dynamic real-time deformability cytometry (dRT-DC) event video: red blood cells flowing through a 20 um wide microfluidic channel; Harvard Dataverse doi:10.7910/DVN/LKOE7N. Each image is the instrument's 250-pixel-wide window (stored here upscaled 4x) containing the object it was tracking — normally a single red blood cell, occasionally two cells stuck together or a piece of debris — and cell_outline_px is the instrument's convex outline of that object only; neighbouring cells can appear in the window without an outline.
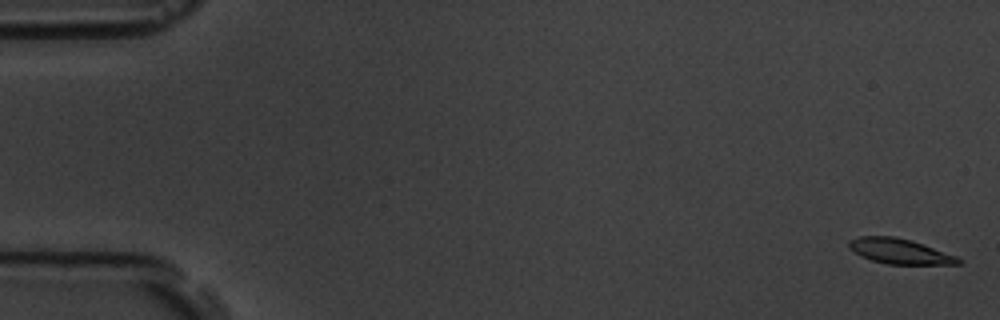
{"species": "common noctule bat (a hibernating species)", "species_latin": "Nyctalus noctula", "temperature_condition": "room temperature", "stored_images_in_passage": 9, "camera_frame_rate_fps": 3000, "um_per_image_px": 0.085, "animal": {"sex": "male", "body_mass_g": 19.5, "forearm_length_mm": 54.6}, "frame": {"image": 1, "passage_image": 1, "time_ms": 0.0, "image_size_px": [1000, 320], "cell_outline_px": [[964, 260], [960, 264], [888, 264], [872, 260], [860, 256], [848, 248], [848, 240], [860, 236], [896, 236], [912, 240], [924, 244], [956, 256]], "centroid_in_image_um": [76.46, 21.35], "position_along_channel_um": 8.5, "area_um2": 16.18}}
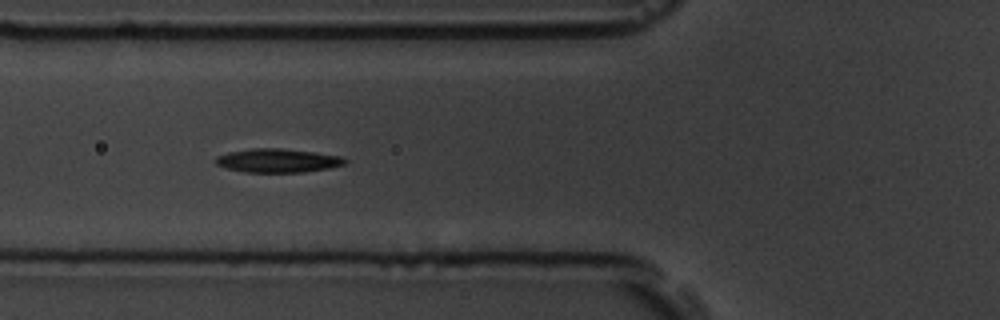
{"frame": {"image": 2, "passage_image": 6, "time_ms": 6.667, "image_size_px": [1000, 320], "cell_outline_px": [[348, 160], [344, 164], [328, 168], [304, 172], [244, 172], [228, 168], [216, 164], [216, 156], [228, 152], [252, 148], [280, 148], [316, 152], [340, 156]], "centroid_in_image_um": [23.61, 13.64], "position_along_channel_um": 102.2, "area_um2": 17.8}}
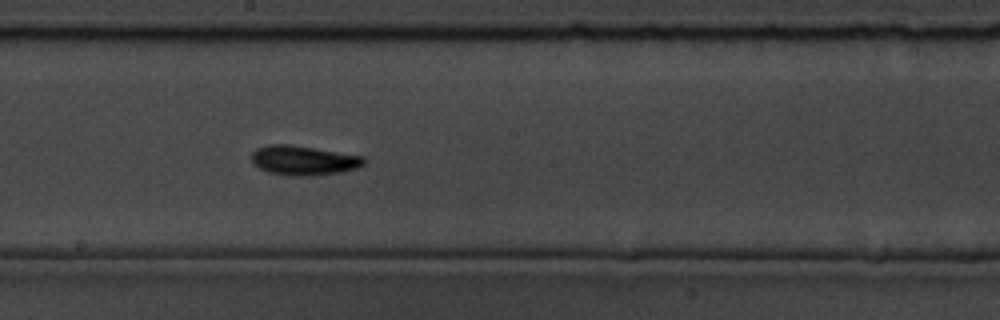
{"frame": {"image": 3, "passage_image": 9, "time_ms": 10.0, "image_size_px": [1000, 320], "cell_outline_px": [[368, 160], [364, 164], [356, 168], [340, 172], [308, 176], [292, 176], [268, 172], [252, 164], [252, 152], [256, 148], [268, 144], [288, 144], [364, 156]], "centroid_in_image_um": [25.79, 13.63], "position_along_channel_um": 222.4, "area_um2": 19.36}}